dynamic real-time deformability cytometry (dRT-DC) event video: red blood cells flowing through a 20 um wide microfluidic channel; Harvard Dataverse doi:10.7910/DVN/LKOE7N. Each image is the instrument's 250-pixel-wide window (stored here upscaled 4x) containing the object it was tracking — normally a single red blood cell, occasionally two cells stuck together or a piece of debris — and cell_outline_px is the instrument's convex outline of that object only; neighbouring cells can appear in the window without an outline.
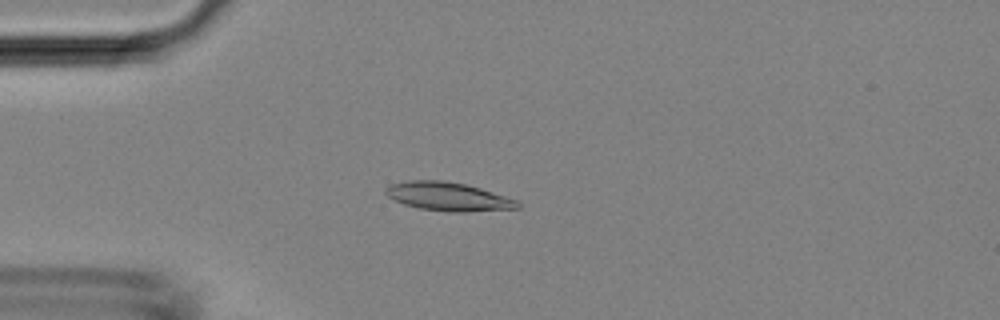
{"species": "Egyptian fruit bat (a non-hibernating species)", "species_latin": "Rousettus aegyptiacus", "temperature_condition": "room temperature", "stored_images_in_passage": 44, "camera_frame_rate_fps": 3000, "um_per_image_px": 0.085, "animal": {"sex": "female"}, "frame": {"image": 1, "passage_image": 11, "time_ms": 3.333, "image_size_px": [1000, 320], "cell_outline_px": [[520, 208], [468, 212], [448, 212], [420, 208], [404, 204], [388, 196], [384, 192], [384, 188], [392, 184], [408, 180], [444, 180], [468, 184], [520, 200]], "centroid_in_image_um": [38.15, 16.7], "position_along_channel_um": 46.8, "area_um2": 22.25}}
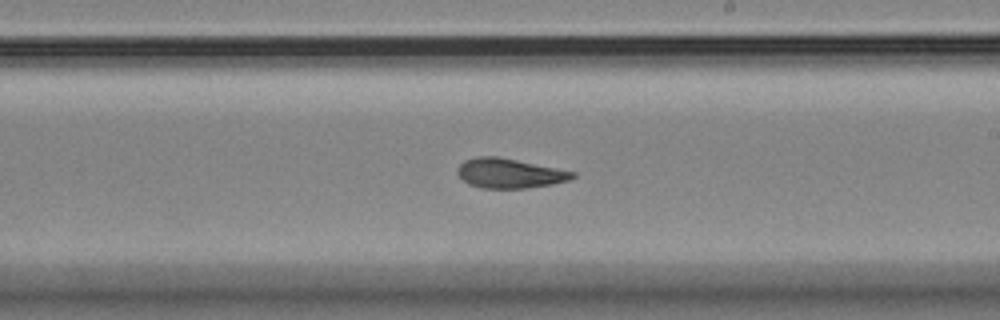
{"frame": {"image": 2, "passage_image": 26, "time_ms": 8.333, "image_size_px": [1000, 320], "cell_outline_px": [[576, 176], [568, 180], [552, 184], [524, 188], [480, 188], [468, 184], [456, 172], [456, 168], [464, 160], [476, 156], [500, 156], [576, 172]], "centroid_in_image_um": [43.28, 14.71], "position_along_channel_um": 245.7, "area_um2": 20.0}}
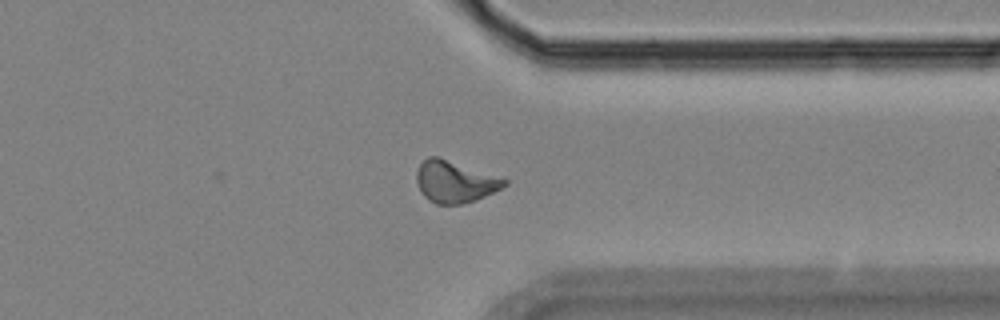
{"frame": {"image": 3, "passage_image": 35, "time_ms": 11.333, "image_size_px": [1000, 320], "cell_outline_px": [[508, 184], [476, 200], [460, 204], [436, 204], [428, 200], [420, 192], [416, 184], [416, 172], [420, 164], [428, 156], [436, 156], [508, 180]], "centroid_in_image_um": [38.6, 15.46], "position_along_channel_um": 372.8, "area_um2": 21.04}}